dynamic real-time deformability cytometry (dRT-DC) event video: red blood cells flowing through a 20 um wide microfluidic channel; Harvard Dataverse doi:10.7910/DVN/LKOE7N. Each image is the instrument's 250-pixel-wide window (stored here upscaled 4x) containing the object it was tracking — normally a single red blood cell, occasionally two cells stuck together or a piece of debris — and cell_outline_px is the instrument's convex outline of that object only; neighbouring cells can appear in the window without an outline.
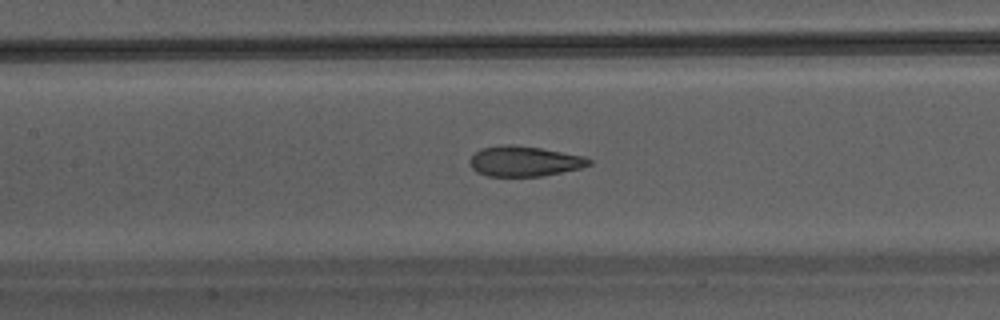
{"species": "Egyptian fruit bat (a non-hibernating species)", "species_latin": "Rousettus aegyptiacus", "temperature_condition": "warm", "stored_images_in_passage": 32, "segment_of_instrument_passage": [1, 2], "camera_frame_rate_fps": 3000, "um_per_image_px": 0.085, "animal": {"sex": "male"}, "frame": {"image": 1, "passage_image": 7, "time_ms": 2.0, "image_size_px": [1000, 320], "cell_outline_px": [[592, 164], [580, 168], [544, 176], [488, 176], [476, 172], [472, 168], [468, 160], [480, 148], [512, 144], [540, 148], [584, 156], [592, 160]], "centroid_in_image_um": [44.57, 13.71], "position_along_channel_um": 162.8, "area_um2": 20.98}}
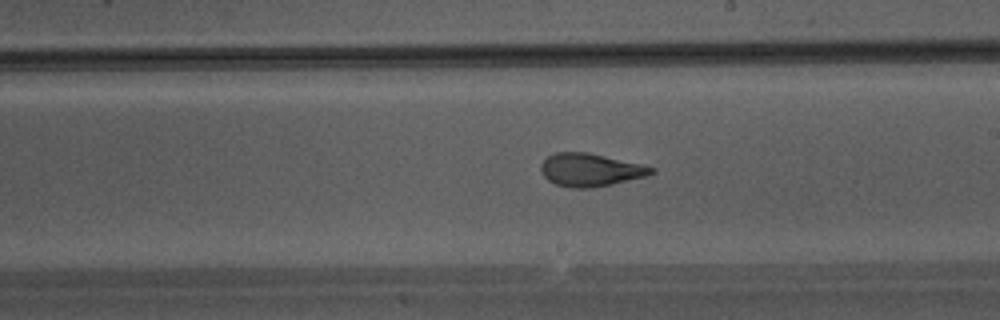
{"frame": {"image": 2, "passage_image": 12, "time_ms": 3.667, "image_size_px": [1000, 320], "cell_outline_px": [[656, 172], [644, 176], [612, 184], [588, 188], [572, 188], [556, 184], [548, 180], [540, 172], [540, 164], [548, 156], [556, 152], [588, 152], [640, 164], [656, 168]], "centroid_in_image_um": [50.14, 14.43], "position_along_channel_um": 238.9, "area_um2": 21.04}}
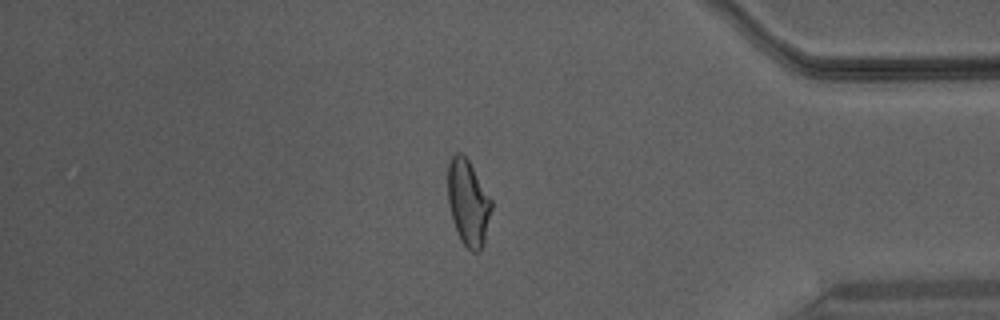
{"frame": {"image": 3, "passage_image": 24, "time_ms": 7.667, "image_size_px": [1000, 320], "cell_outline_px": [[492, 208], [484, 244], [480, 252], [472, 252], [460, 240], [452, 220], [448, 204], [448, 164], [452, 156], [456, 152], [460, 152], [468, 160], [492, 200]], "centroid_in_image_um": [39.79, 17.26], "position_along_channel_um": 395.4, "area_um2": 21.85}}